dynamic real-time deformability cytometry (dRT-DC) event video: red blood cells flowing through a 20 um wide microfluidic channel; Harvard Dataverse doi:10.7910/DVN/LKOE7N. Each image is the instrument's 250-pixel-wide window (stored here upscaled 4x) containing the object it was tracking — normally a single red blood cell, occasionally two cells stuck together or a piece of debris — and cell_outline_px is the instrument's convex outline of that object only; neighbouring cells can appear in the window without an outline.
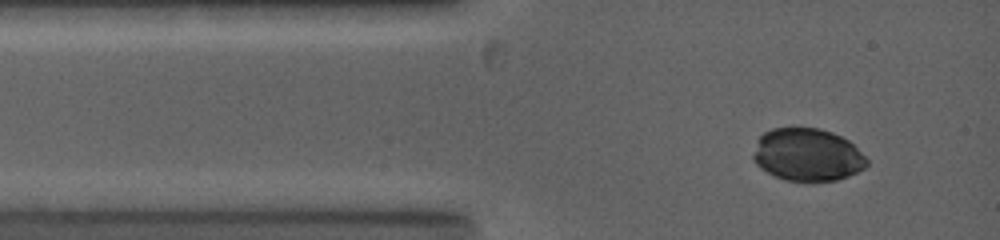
{"species": "common noctule bat (a hibernating species)", "species_latin": "Nyctalus noctula", "temperature_condition": "warm", "stored_images_in_passage": 4, "camera_frame_rate_fps": 5000, "um_per_image_px": 0.085, "animal": {"sex": "female", "body_mass_g": 19.0, "forearm_length_mm": 53.3}, "frame": {"image": 1, "passage_image": 2, "time_ms": 0.6, "image_size_px": [1000, 240], "cell_outline_px": [[868, 164], [864, 168], [848, 176], [836, 180], [784, 180], [760, 168], [752, 160], [752, 156], [756, 140], [764, 132], [772, 128], [820, 128], [832, 132], [848, 140], [868, 160]], "centroid_in_image_um": [68.59, 13.14], "position_along_channel_um": 16.4, "area_um2": 34.68}}